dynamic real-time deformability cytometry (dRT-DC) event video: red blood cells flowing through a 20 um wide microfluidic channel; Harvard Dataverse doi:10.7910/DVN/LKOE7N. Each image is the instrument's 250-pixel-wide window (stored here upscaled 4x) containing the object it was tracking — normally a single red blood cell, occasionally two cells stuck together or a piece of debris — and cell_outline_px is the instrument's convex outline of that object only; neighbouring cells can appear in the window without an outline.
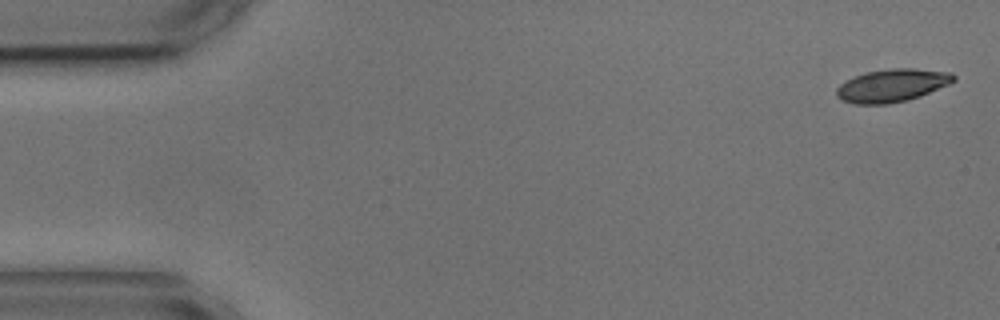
{"species": "common noctule bat (a hibernating species)", "species_latin": "Nyctalus noctula", "temperature_condition": "cold", "stored_images_in_passage": 6, "segment_of_instrument_passage": [1, 2], "camera_frame_rate_fps": 3000, "um_per_image_px": 0.085, "animal": {"sex": "male", "body_mass_g": 17.9, "forearm_length_mm": 54.2}, "frame": {"image": 1, "passage_image": 1, "time_ms": 0.0, "image_size_px": [1000, 320], "cell_outline_px": [[956, 80], [948, 84], [920, 96], [908, 100], [888, 104], [856, 104], [844, 100], [836, 96], [836, 88], [840, 84], [856, 76], [868, 72], [888, 68], [916, 68], [952, 72], [956, 76]], "centroid_in_image_um": [75.86, 7.25], "position_along_channel_um": 9.1, "area_um2": 22.37}}
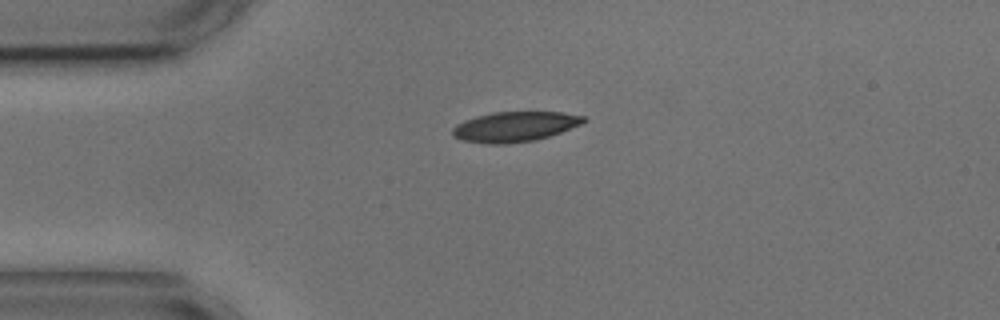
{"frame": {"image": 2, "passage_image": 4, "time_ms": 3.667, "image_size_px": [1000, 320], "cell_outline_px": [[588, 120], [580, 124], [560, 132], [536, 140], [508, 144], [488, 144], [464, 140], [452, 136], [452, 128], [456, 124], [464, 120], [476, 116], [492, 112], [564, 112], [584, 116]], "centroid_in_image_um": [43.74, 10.76], "position_along_channel_um": 41.3, "area_um2": 23.0}}